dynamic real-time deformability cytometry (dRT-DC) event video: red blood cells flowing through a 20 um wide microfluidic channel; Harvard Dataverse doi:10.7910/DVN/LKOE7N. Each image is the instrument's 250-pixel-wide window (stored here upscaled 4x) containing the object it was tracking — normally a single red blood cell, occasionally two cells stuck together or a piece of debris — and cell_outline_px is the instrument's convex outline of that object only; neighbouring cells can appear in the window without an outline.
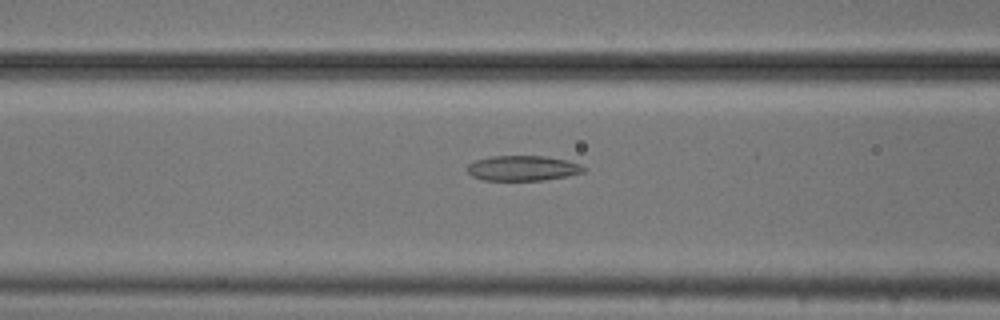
{"species": "common noctule bat (a hibernating species)", "species_latin": "Nyctalus noctula", "temperature_condition": "cold", "stored_images_in_passage": 53, "camera_frame_rate_fps": 3000, "um_per_image_px": 0.085, "animal": {"sex": "male", "body_mass_g": 20.5, "forearm_length_mm": 52.5}, "frame": {"image": 1, "passage_image": 21, "time_ms": 6.667, "image_size_px": [1000, 320], "cell_outline_px": [[588, 168], [584, 172], [568, 176], [544, 180], [480, 180], [472, 176], [468, 172], [468, 164], [476, 160], [492, 156], [544, 156], [568, 160], [580, 164]], "centroid_in_image_um": [44.47, 14.3], "position_along_channel_um": 122.1, "area_um2": 17.17}}
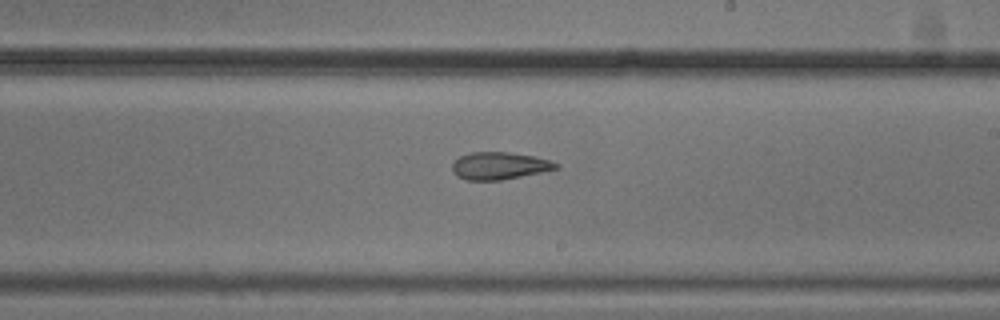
{"frame": {"image": 2, "passage_image": 31, "time_ms": 10.0, "image_size_px": [1000, 320], "cell_outline_px": [[560, 168], [500, 180], [464, 180], [456, 176], [452, 172], [452, 164], [460, 156], [472, 152], [508, 152], [532, 156], [548, 160], [560, 164]], "centroid_in_image_um": [42.41, 14.09], "position_along_channel_um": 246.6, "area_um2": 16.42}}
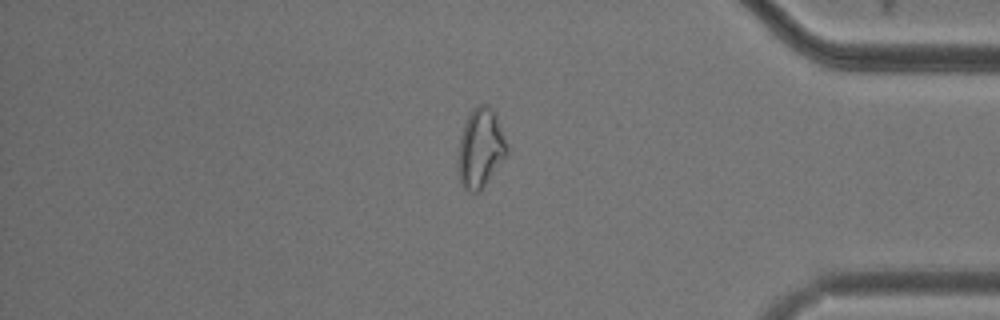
{"frame": {"image": 3, "passage_image": 45, "time_ms": 14.667, "image_size_px": [1000, 320], "cell_outline_px": [[508, 156], [480, 192], [472, 192], [464, 188], [460, 180], [456, 156], [460, 136], [464, 124], [472, 108], [480, 104], [488, 104], [492, 108], [496, 116], [508, 148]], "centroid_in_image_um": [40.83, 12.62], "position_along_channel_um": 394.4, "area_um2": 22.89}, "authors_computed_cell_mechanics": {"area_um2": 20.23, "velocity_mm_per_s": 3.7254, "shape_relaxation_time_tau1_ms": null, "shape_relaxation_time_tau2_ms": 5.034, "deformation_change_tau1": null, "deformation_change_tau2": 0.1297}}